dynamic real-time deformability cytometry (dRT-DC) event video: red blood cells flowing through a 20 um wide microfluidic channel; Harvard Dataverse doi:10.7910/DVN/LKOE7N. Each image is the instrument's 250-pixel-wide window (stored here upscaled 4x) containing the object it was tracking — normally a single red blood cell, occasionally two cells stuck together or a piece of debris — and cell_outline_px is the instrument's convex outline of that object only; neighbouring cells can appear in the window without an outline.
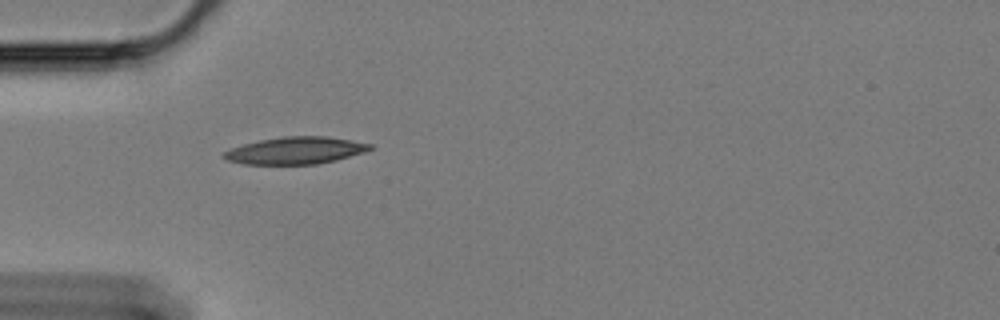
{"species": "Egyptian fruit bat (a non-hibernating species)", "species_latin": "Rousettus aegyptiacus", "temperature_condition": "cold", "stored_images_in_passage": 42, "camera_frame_rate_fps": 3000, "um_per_image_px": 0.085, "animal": {"sex": "female"}, "frame": {"image": 1, "passage_image": 1, "time_ms": 0.0, "image_size_px": [1000, 320], "cell_outline_px": [[376, 148], [364, 152], [336, 160], [316, 164], [244, 164], [228, 160], [220, 156], [224, 152], [232, 148], [244, 144], [260, 140], [284, 136], [328, 136], [352, 140], [372, 144]], "centroid_in_image_um": [25.16, 12.79], "position_along_channel_um": 59.8, "area_um2": 23.12}}
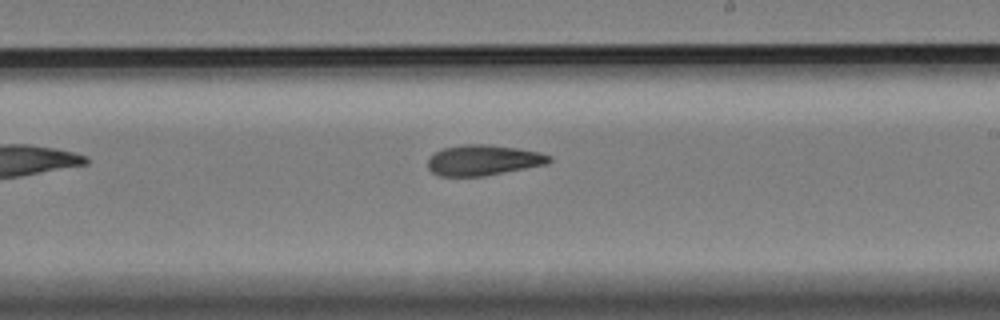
{"frame": {"image": 2, "passage_image": 18, "time_ms": 5.667, "image_size_px": [1000, 320], "cell_outline_px": [[552, 160], [548, 164], [484, 176], [440, 176], [432, 172], [428, 168], [428, 160], [436, 152], [444, 148], [464, 144], [484, 144], [516, 148], [540, 152], [552, 156]], "centroid_in_image_um": [41.11, 13.62], "position_along_channel_um": 247.9, "area_um2": 21.5}}
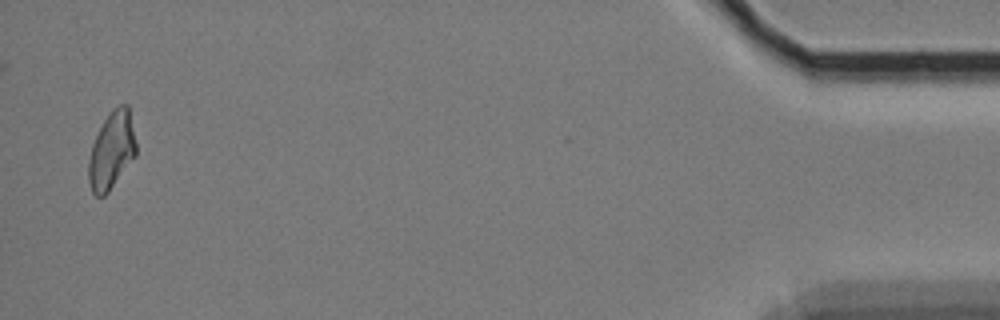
{"frame": {"image": 3, "passage_image": 41, "time_ms": 13.333, "image_size_px": [1000, 320], "cell_outline_px": [[136, 156], [108, 192], [104, 196], [96, 196], [92, 192], [88, 180], [88, 160], [92, 144], [104, 120], [112, 108], [120, 104], [128, 104], [136, 144]], "centroid_in_image_um": [9.48, 12.79], "position_along_channel_um": 425.7, "area_um2": 21.39}, "authors_computed_cell_mechanics": {"area_um2": 21.675, "velocity_mm_per_s": 3.3695, "shape_relaxation_time_tau1_ms": null, "shape_relaxation_time_tau2_ms": 6.8597, "deformation_change_tau1": null, "deformation_change_tau2": 0.1496}}